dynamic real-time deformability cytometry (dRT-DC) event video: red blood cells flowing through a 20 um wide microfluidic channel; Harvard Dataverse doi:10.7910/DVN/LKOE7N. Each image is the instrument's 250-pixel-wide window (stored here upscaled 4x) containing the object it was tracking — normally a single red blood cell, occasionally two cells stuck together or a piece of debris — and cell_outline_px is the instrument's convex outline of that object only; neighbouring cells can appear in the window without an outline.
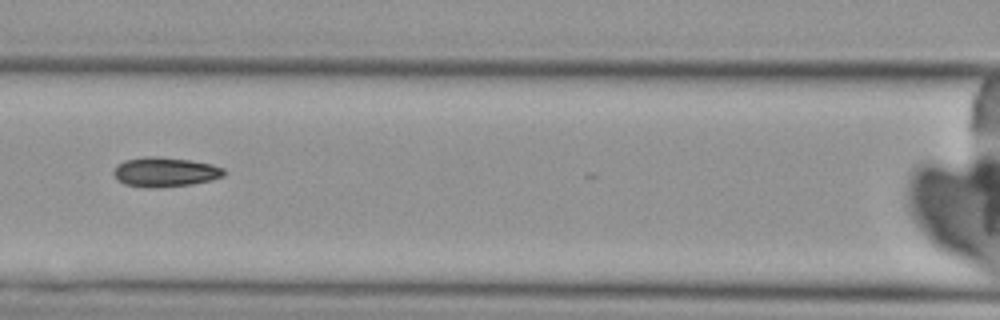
{"species": "Egyptian fruit bat (a non-hibernating species)", "species_latin": "Rousettus aegyptiacus", "temperature_condition": "cold", "stored_images_in_passage": 7, "camera_frame_rate_fps": 3000, "um_per_image_px": 0.085, "animal": {"sex": "female"}, "frame": {"image": 1, "passage_image": 6, "time_ms": 6.667, "image_size_px": [1000, 320], "cell_outline_px": [[224, 176], [212, 180], [192, 184], [148, 188], [144, 188], [124, 184], [116, 180], [112, 172], [116, 164], [124, 160], [144, 156], [160, 156], [192, 160], [212, 164], [224, 168]], "centroid_in_image_um": [13.98, 14.61], "position_along_channel_um": 152.6, "area_um2": 19.36}}
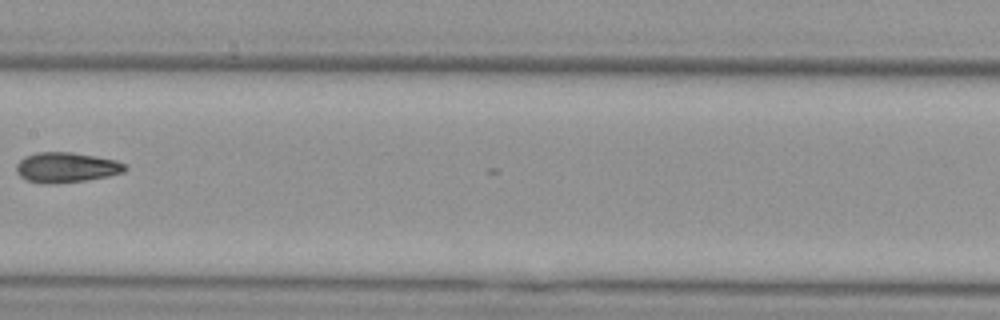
{"frame": {"image": 2, "passage_image": 7, "time_ms": 8.0, "image_size_px": [1000, 320], "cell_outline_px": [[128, 168], [124, 172], [108, 176], [88, 180], [48, 184], [24, 180], [16, 172], [16, 164], [24, 156], [36, 152], [72, 152], [96, 156], [116, 160], [128, 164]], "centroid_in_image_um": [5.65, 14.22], "position_along_channel_um": 201.8, "area_um2": 19.36}}